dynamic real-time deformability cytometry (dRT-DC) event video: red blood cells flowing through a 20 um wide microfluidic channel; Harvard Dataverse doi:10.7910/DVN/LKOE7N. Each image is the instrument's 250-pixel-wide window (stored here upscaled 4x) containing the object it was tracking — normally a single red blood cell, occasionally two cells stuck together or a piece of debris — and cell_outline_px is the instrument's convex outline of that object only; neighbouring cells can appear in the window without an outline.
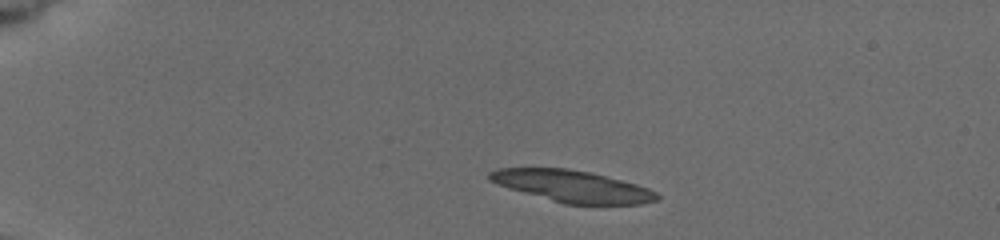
{"species": "common noctule bat (a hibernating species)", "species_latin": "Nyctalus noctula", "temperature_condition": "cold", "stored_images_in_passage": 4, "camera_frame_rate_fps": 3000, "um_per_image_px": 0.085, "animal": {"sex": "female", "body_mass_g": 19.5, "forearm_length_mm": 54.1}, "frame": {"image": 1, "passage_image": 1, "time_ms": 0.0, "image_size_px": [1000, 240], "cell_outline_px": [[660, 200], [640, 204], [564, 204], [508, 188], [488, 180], [488, 172], [496, 168], [568, 168], [588, 172], [636, 184], [648, 188], [656, 192], [660, 196]], "centroid_in_image_um": [48.63, 15.83], "position_along_channel_um": 36.4, "area_um2": 30.87}}